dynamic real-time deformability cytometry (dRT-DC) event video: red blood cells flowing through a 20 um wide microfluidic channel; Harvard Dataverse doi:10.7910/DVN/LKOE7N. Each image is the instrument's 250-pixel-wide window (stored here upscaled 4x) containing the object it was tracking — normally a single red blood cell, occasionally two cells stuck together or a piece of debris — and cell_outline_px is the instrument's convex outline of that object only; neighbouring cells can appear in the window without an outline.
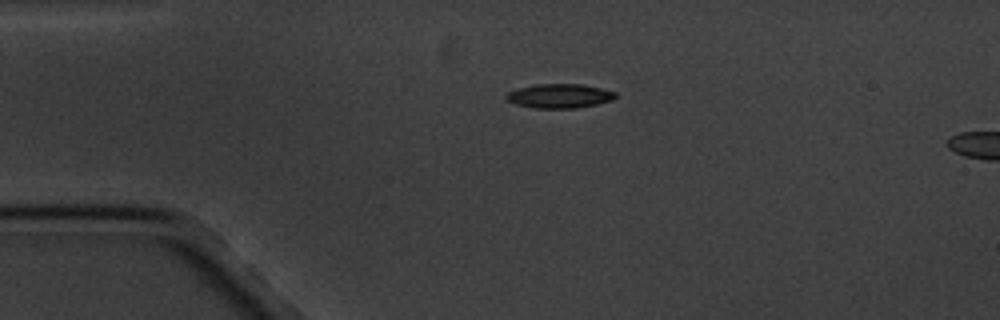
{"species": "common noctule bat (a hibernating species)", "species_latin": "Nyctalus noctula", "temperature_condition": "cold", "stored_images_in_passage": 2, "camera_frame_rate_fps": 3000, "um_per_image_px": 0.085, "animal": {"sex": "male", "body_mass_g": 20.1, "forearm_length_mm": 53.5}, "frame": {"image": 1, "passage_image": 1, "time_ms": 0.0, "image_size_px": [1000, 320], "cell_outline_px": [[616, 96], [612, 100], [596, 104], [576, 108], [536, 108], [516, 104], [508, 100], [504, 96], [508, 92], [516, 88], [536, 84], [580, 84], [600, 88], [616, 92]], "centroid_in_image_um": [47.53, 8.15], "position_along_channel_um": 37.5, "area_um2": 15.32}}